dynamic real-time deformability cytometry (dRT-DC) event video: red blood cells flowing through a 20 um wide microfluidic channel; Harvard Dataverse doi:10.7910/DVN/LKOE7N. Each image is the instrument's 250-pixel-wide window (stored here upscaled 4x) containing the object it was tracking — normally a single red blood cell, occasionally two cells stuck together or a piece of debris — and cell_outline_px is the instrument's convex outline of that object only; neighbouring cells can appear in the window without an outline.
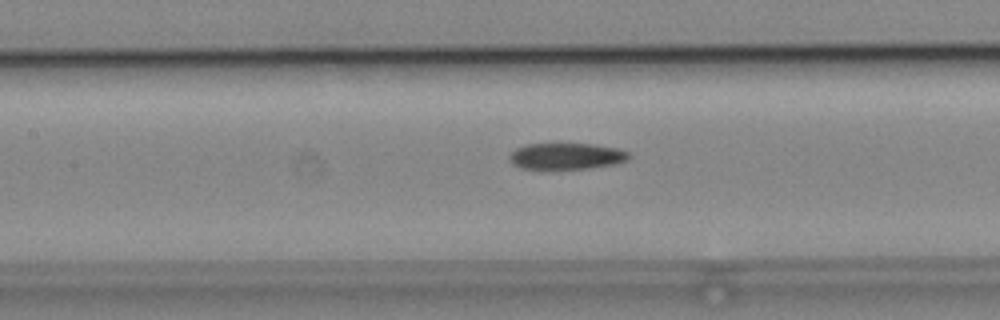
{"species": "common noctule bat (a hibernating species)", "species_latin": "Nyctalus noctula", "temperature_condition": "cold", "stored_images_in_passage": 38, "camera_frame_rate_fps": 3000, "um_per_image_px": 0.085, "animal": {"sex": "male", "body_mass_g": 19.2, "forearm_length_mm": 51.8}, "frame": {"image": 1, "passage_image": 13, "time_ms": 4.0, "image_size_px": [1000, 320], "cell_outline_px": [[632, 156], [628, 160], [616, 164], [592, 168], [548, 172], [520, 168], [512, 164], [508, 160], [508, 156], [516, 148], [524, 144], [592, 144], [620, 148], [628, 152]], "centroid_in_image_um": [48.11, 13.33], "position_along_channel_um": 159.3, "area_um2": 19.48}}
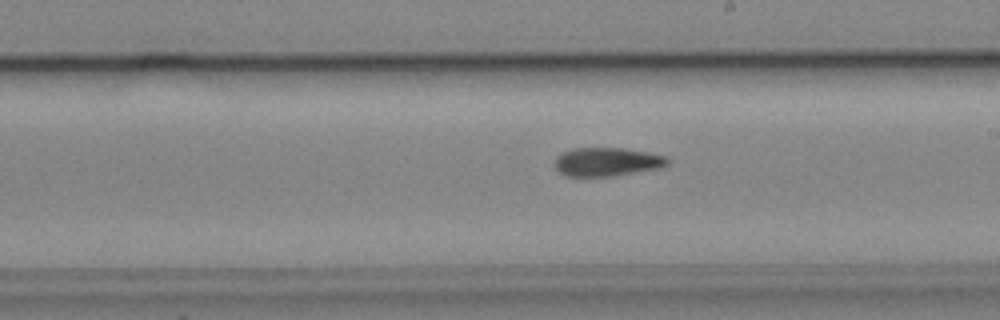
{"frame": {"image": 2, "passage_image": 19, "time_ms": 6.0, "image_size_px": [1000, 320], "cell_outline_px": [[668, 164], [660, 168], [612, 176], [564, 176], [556, 168], [556, 156], [560, 152], [572, 148], [624, 148], [648, 152], [668, 156]], "centroid_in_image_um": [51.59, 13.74], "position_along_channel_um": 237.4, "area_um2": 18.9}}
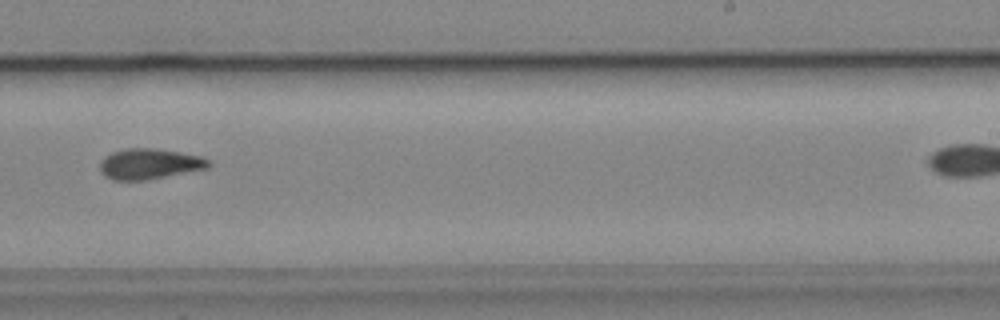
{"frame": {"image": 3, "passage_image": 22, "time_ms": 7.0, "image_size_px": [1000, 320], "cell_outline_px": [[212, 164], [208, 168], [144, 180], [112, 180], [104, 176], [100, 172], [100, 160], [104, 156], [112, 152], [128, 148], [156, 148], [180, 152], [200, 156], [212, 160]], "centroid_in_image_um": [12.69, 13.92], "position_along_channel_um": 276.3, "area_um2": 19.48}, "authors_computed_cell_mechanics": {"area_um2": 19.2763, "velocity_mm_per_s": 3.9163, "shape_relaxation_time_tau1_ms": null, "shape_relaxation_time_tau2_ms": 7.9111, "deformation_change_tau1": null, "deformation_change_tau2": 0.1544}}